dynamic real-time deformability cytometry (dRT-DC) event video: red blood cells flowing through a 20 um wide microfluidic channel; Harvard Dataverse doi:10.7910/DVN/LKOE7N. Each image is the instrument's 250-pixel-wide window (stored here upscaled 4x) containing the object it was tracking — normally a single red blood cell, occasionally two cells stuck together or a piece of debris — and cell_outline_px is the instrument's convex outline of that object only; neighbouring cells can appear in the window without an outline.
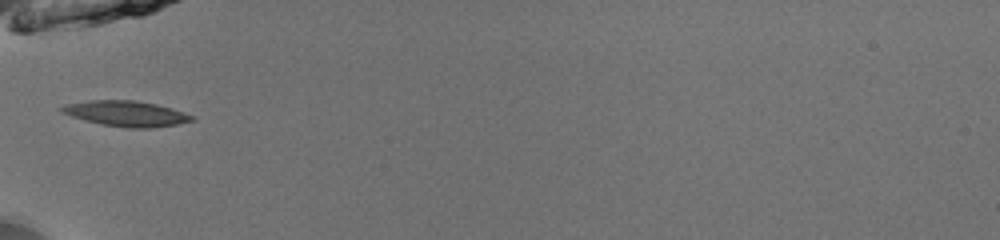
{"species": "common noctule bat (a hibernating species)", "species_latin": "Nyctalus noctula", "temperature_condition": "room temperature", "stored_images_in_passage": 23, "camera_frame_rate_fps": 3000, "um_per_image_px": 0.085, "animal": {"sex": "male", "body_mass_g": 13.0, "forearm_length_mm": 53.1}, "frame": {"image": 1, "passage_image": 1, "time_ms": 0.0, "image_size_px": [1000, 240], "cell_outline_px": [[196, 120], [176, 124], [152, 128], [128, 128], [100, 124], [72, 116], [60, 112], [60, 108], [68, 104], [88, 100], [136, 100], [156, 104], [196, 116]], "centroid_in_image_um": [10.75, 9.66], "position_along_channel_um": 74.2, "area_um2": 19.25}}
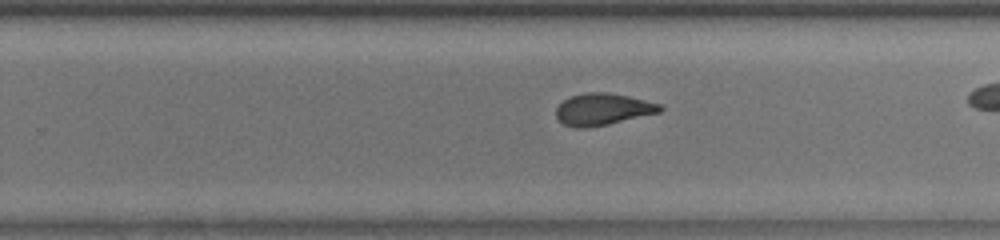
{"frame": {"image": 2, "passage_image": 14, "time_ms": 4.333, "image_size_px": [1000, 240], "cell_outline_px": [[664, 108], [660, 112], [608, 124], [584, 128], [572, 128], [564, 124], [556, 116], [556, 108], [564, 100], [572, 96], [584, 92], [608, 92], [628, 96], [660, 104]], "centroid_in_image_um": [51.22, 9.29], "position_along_channel_um": 278.6, "area_um2": 19.13}}
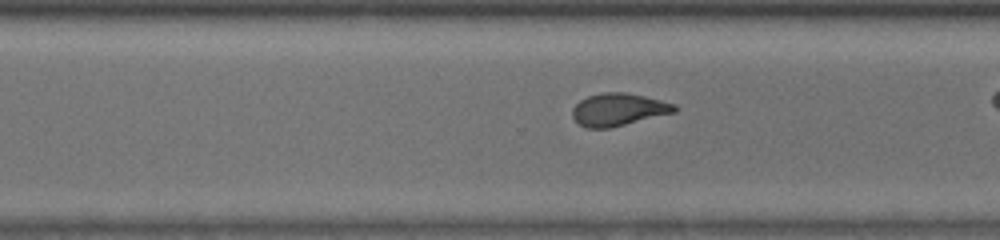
{"frame": {"image": 3, "passage_image": 17, "time_ms": 5.333, "image_size_px": [1000, 240], "cell_outline_px": [[680, 108], [676, 112], [608, 128], [588, 128], [580, 124], [572, 116], [572, 108], [580, 100], [588, 96], [600, 92], [624, 92], [644, 96], [676, 104]], "centroid_in_image_um": [52.58, 9.3], "position_along_channel_um": 318.0, "area_um2": 19.31}}